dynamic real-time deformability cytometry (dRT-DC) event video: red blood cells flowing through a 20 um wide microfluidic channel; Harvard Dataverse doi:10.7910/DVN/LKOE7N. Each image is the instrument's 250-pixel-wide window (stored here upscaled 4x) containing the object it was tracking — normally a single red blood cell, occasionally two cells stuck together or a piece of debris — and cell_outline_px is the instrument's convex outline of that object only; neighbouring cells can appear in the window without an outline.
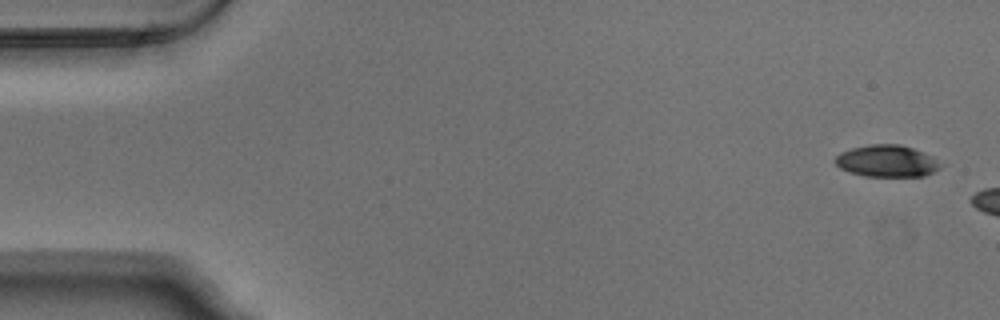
{"species": "Egyptian fruit bat (a non-hibernating species)", "species_latin": "Rousettus aegyptiacus", "temperature_condition": "warm", "stored_images_in_passage": 6, "camera_frame_rate_fps": 3000, "um_per_image_px": 0.085, "animal": {"sex": "male"}, "frame": {"image": 1, "passage_image": 1, "time_ms": 0.0, "image_size_px": [1000, 320], "cell_outline_px": [[944, 164], [940, 168], [924, 176], [864, 176], [848, 172], [840, 168], [836, 164], [836, 156], [840, 152], [852, 148], [868, 144], [900, 144], [924, 152], [932, 156]], "centroid_in_image_um": [75.4, 13.68], "position_along_channel_um": 9.6, "area_um2": 19.65}}